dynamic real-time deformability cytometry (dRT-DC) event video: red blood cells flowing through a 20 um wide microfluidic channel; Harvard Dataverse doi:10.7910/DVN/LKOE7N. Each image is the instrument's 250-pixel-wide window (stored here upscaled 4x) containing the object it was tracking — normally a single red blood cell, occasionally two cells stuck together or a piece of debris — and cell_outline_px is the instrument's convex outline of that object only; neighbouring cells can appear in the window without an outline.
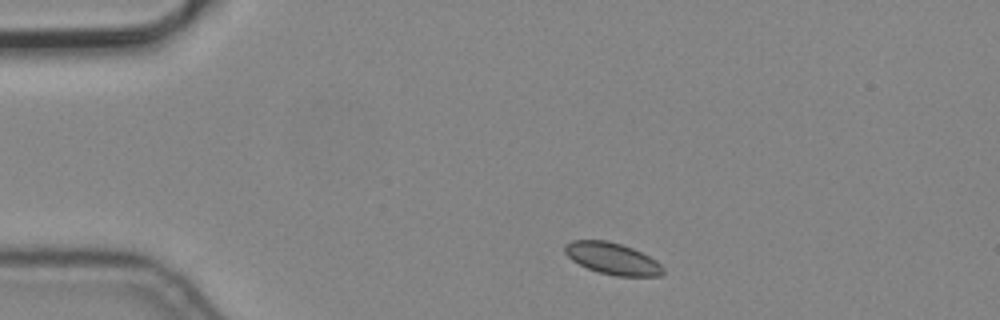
{"species": "common noctule bat (a hibernating species)", "species_latin": "Nyctalus noctula", "temperature_condition": "cold", "stored_images_in_passage": 5, "camera_frame_rate_fps": 3000, "um_per_image_px": 0.085, "animal": {"sex": "male", "body_mass_g": 19.2, "forearm_length_mm": 51.8}, "frame": {"image": 1, "passage_image": 1, "time_ms": 0.0, "image_size_px": [1000, 320], "cell_outline_px": [[664, 272], [660, 276], [616, 276], [600, 272], [588, 268], [572, 260], [564, 252], [564, 244], [572, 240], [604, 240], [620, 244], [632, 248], [656, 260], [664, 268]], "centroid_in_image_um": [52.05, 21.97], "position_along_channel_um": 33.0, "area_um2": 17.98}}
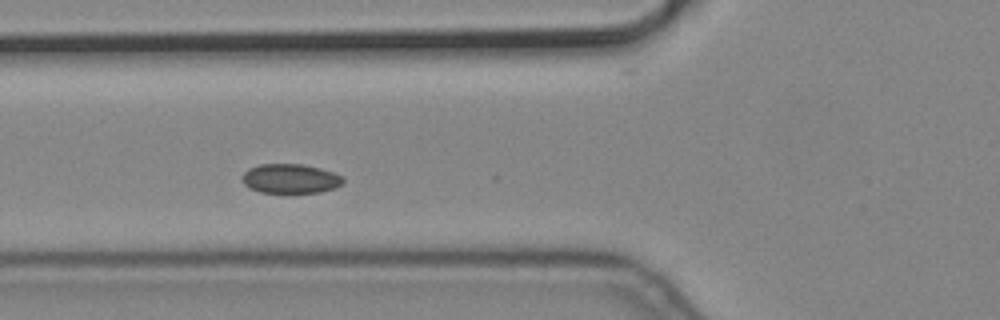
{"frame": {"image": 2, "passage_image": 4, "time_ms": 1.0, "image_size_px": [1000, 320], "cell_outline_px": [[344, 184], [336, 188], [320, 192], [260, 192], [248, 188], [244, 184], [244, 172], [248, 168], [260, 164], [304, 164], [320, 168], [344, 176]], "centroid_in_image_um": [24.73, 15.18], "position_along_channel_um": 101.1, "area_um2": 17.34}}
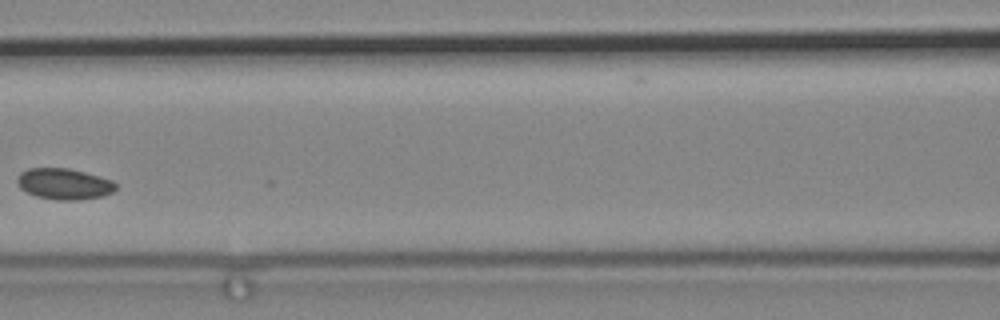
{"frame": {"image": 3, "passage_image": 5, "time_ms": 1.333, "image_size_px": [1000, 320], "cell_outline_px": [[116, 188], [112, 192], [104, 196], [76, 200], [56, 200], [36, 196], [20, 188], [16, 180], [20, 172], [28, 168], [68, 168], [84, 172], [112, 180], [116, 184]], "centroid_in_image_um": [5.44, 15.63], "position_along_channel_um": 161.2, "area_um2": 17.8}}